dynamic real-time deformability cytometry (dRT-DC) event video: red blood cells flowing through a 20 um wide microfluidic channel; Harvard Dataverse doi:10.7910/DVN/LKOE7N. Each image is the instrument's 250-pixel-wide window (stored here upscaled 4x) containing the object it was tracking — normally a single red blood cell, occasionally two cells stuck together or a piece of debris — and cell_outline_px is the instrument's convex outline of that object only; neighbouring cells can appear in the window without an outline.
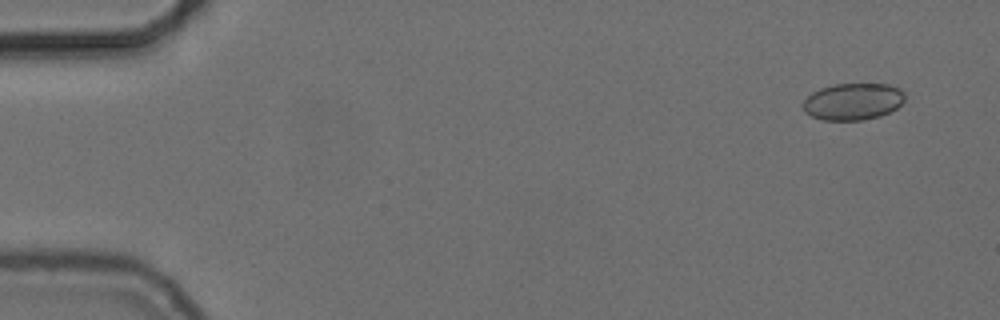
{"species": "common noctule bat (a hibernating species)", "species_latin": "Nyctalus noctula", "temperature_condition": "cold", "stored_images_in_passage": 53, "camera_frame_rate_fps": 3000, "um_per_image_px": 0.085, "animal": {"sex": "female", "body_mass_g": 24.6, "forearm_length_mm": 56.2}, "frame": {"image": 1, "passage_image": 1, "time_ms": 0.0, "image_size_px": [1000, 320], "cell_outline_px": [[904, 100], [896, 108], [880, 116], [864, 120], [820, 120], [804, 112], [804, 100], [812, 92], [820, 88], [836, 84], [888, 84], [900, 88], [904, 92]], "centroid_in_image_um": [72.5, 8.63], "position_along_channel_um": 12.5, "area_um2": 21.85}}
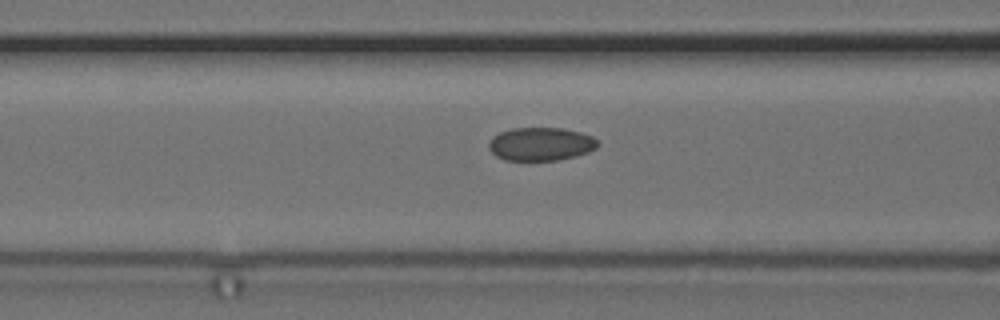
{"frame": {"image": 2, "passage_image": 20, "time_ms": 6.333, "image_size_px": [1000, 320], "cell_outline_px": [[600, 144], [596, 148], [588, 152], [576, 156], [556, 160], [504, 160], [496, 156], [488, 148], [488, 144], [492, 136], [500, 132], [512, 128], [564, 128], [580, 132], [592, 136]], "centroid_in_image_um": [45.96, 12.24], "position_along_channel_um": 120.6, "area_um2": 21.21}}
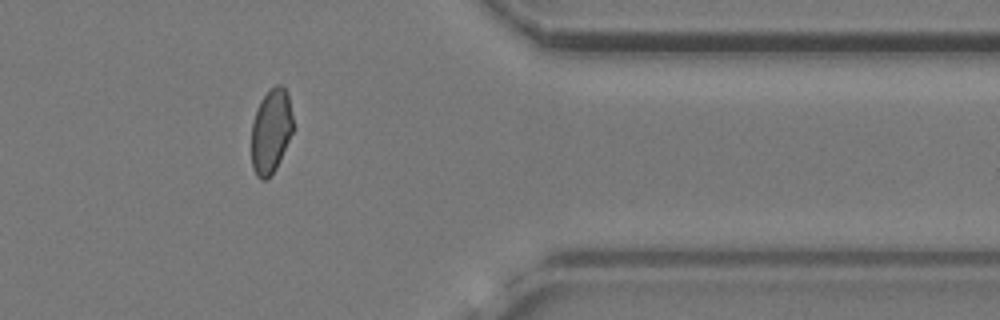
{"frame": {"image": 3, "passage_image": 43, "time_ms": 14.0, "image_size_px": [1000, 320], "cell_outline_px": [[296, 128], [276, 168], [264, 180], [260, 180], [256, 176], [252, 168], [252, 124], [260, 100], [276, 84], [280, 84], [288, 92]], "centroid_in_image_um": [23.08, 11.13], "position_along_channel_um": 388.3, "area_um2": 20.81}, "authors_computed_cell_mechanics": {"area_um2": 21.5016, "velocity_mm_per_s": 3.7205, "shape_relaxation_time_tau1_ms": 4.5453, "shape_relaxation_time_tau2_ms": 2.6063, "deformation_change_tau1": 0.0993, "deformation_change_tau2": 0.0514}}